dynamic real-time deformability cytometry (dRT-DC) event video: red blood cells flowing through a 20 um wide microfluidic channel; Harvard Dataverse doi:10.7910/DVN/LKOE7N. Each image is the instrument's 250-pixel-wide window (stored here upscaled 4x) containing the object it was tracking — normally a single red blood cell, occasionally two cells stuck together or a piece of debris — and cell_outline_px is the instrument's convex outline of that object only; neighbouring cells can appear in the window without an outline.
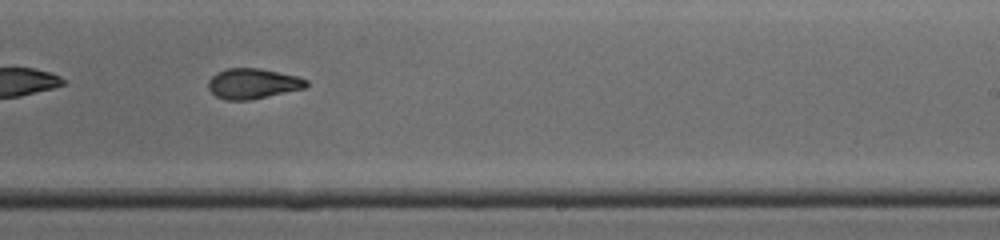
{"species": "common noctule bat (a hibernating species)", "species_latin": "Nyctalus noctula", "temperature_condition": "cold", "stored_images_in_passage": 32, "camera_frame_rate_fps": 3000, "um_per_image_px": 0.085, "animal": {"sex": "male", "body_mass_g": 19.0, "forearm_length_mm": 50.8}, "frame": {"image": 1, "passage_image": 14, "time_ms": 4.333, "image_size_px": [1000, 240], "cell_outline_px": [[308, 84], [304, 88], [248, 100], [224, 100], [216, 96], [208, 88], [208, 80], [216, 72], [228, 68], [260, 68], [296, 76], [308, 80]], "centroid_in_image_um": [21.45, 7.1], "position_along_channel_um": 267.6, "area_um2": 17.17}}